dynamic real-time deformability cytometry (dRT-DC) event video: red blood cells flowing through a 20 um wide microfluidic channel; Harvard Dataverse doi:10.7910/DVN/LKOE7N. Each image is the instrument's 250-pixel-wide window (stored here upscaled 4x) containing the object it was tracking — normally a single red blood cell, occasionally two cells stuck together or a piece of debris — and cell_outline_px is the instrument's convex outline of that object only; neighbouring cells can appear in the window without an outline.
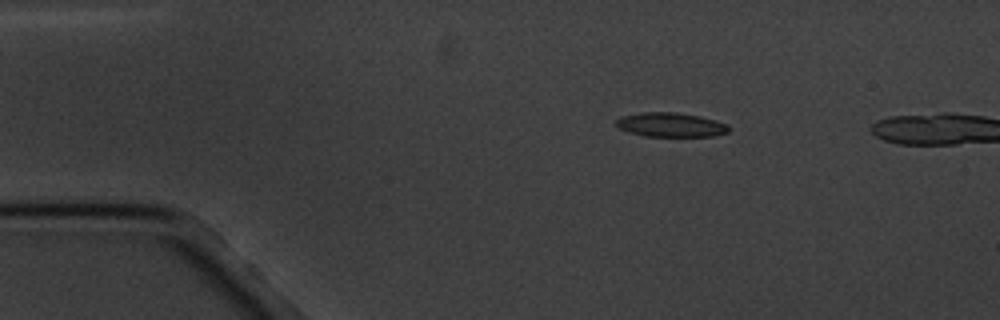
{"species": "common noctule bat (a hibernating species)", "species_latin": "Nyctalus noctula", "temperature_condition": "cold", "stored_images_in_passage": 2, "camera_frame_rate_fps": 3000, "um_per_image_px": 0.085, "animal": {"sex": "male", "body_mass_g": 20.1, "forearm_length_mm": 53.5}, "frame": {"image": 1, "passage_image": 1, "time_ms": 0.0, "image_size_px": [1000, 320], "cell_outline_px": [[732, 128], [728, 132], [712, 136], [644, 136], [628, 132], [616, 128], [616, 120], [620, 116], [644, 112], [672, 112], [700, 116], [728, 124]], "centroid_in_image_um": [56.99, 10.61], "position_along_channel_um": 28.0, "area_um2": 16.01}}